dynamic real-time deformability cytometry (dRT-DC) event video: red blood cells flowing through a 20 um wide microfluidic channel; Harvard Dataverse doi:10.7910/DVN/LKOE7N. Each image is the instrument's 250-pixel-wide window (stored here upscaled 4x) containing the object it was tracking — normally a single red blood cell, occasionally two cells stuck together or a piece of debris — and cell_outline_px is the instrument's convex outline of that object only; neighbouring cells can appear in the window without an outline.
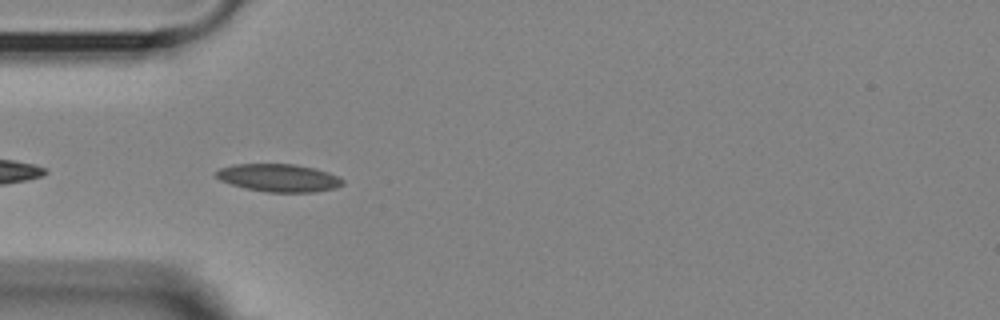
{"species": "Egyptian fruit bat (a non-hibernating species)", "species_latin": "Rousettus aegyptiacus", "temperature_condition": "room temperature", "stored_images_in_passage": 42, "camera_frame_rate_fps": 3000, "um_per_image_px": 0.085, "animal": {"sex": "female"}, "frame": {"image": 1, "passage_image": 3, "time_ms": 0.667, "image_size_px": [1000, 320], "cell_outline_px": [[344, 184], [336, 188], [316, 192], [268, 192], [248, 188], [232, 184], [220, 180], [216, 176], [216, 172], [220, 168], [232, 164], [296, 164], [316, 168], [328, 172], [344, 180]], "centroid_in_image_um": [23.73, 15.11], "position_along_channel_um": 61.3, "area_um2": 20.46}}
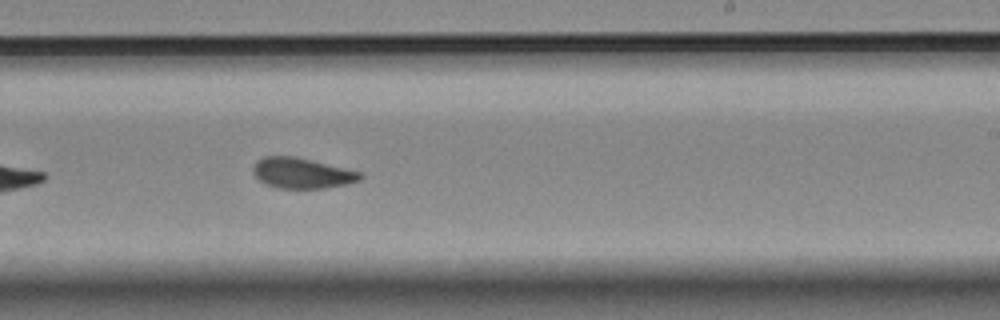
{"frame": {"image": 2, "passage_image": 20, "time_ms": 6.333, "image_size_px": [1000, 320], "cell_outline_px": [[364, 176], [360, 180], [348, 184], [324, 188], [280, 188], [268, 184], [260, 180], [252, 172], [252, 168], [256, 160], [264, 156], [292, 156], [344, 168], [360, 172]], "centroid_in_image_um": [25.65, 14.71], "position_along_channel_um": 263.3, "area_um2": 18.79}}
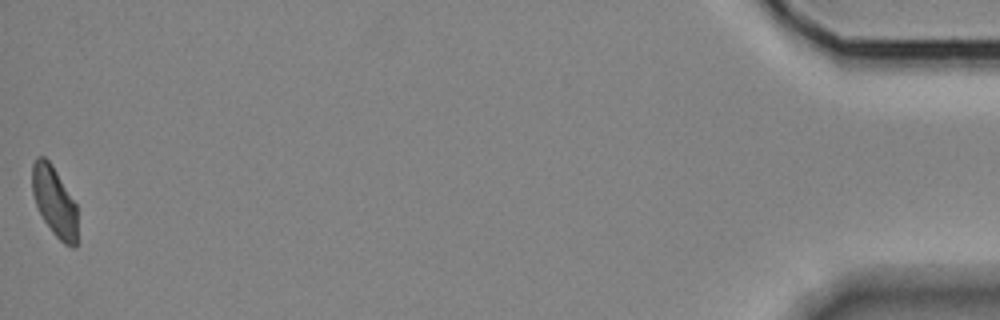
{"frame": {"image": 3, "passage_image": 42, "time_ms": 13.667, "image_size_px": [1000, 320], "cell_outline_px": [[76, 248], [72, 248], [64, 244], [52, 232], [44, 220], [36, 204], [32, 192], [32, 164], [36, 156], [44, 156], [52, 164], [76, 204]], "centroid_in_image_um": [4.61, 17.11], "position_along_channel_um": 430.6, "area_um2": 18.26}, "authors_computed_cell_mechanics": {"area_um2": 19.074, "velocity_mm_per_s": 3.5795, "shape_relaxation_time_tau1_ms": null, "shape_relaxation_time_tau2_ms": 2.846, "deformation_change_tau1": null, "deformation_change_tau2": 0.0865}}